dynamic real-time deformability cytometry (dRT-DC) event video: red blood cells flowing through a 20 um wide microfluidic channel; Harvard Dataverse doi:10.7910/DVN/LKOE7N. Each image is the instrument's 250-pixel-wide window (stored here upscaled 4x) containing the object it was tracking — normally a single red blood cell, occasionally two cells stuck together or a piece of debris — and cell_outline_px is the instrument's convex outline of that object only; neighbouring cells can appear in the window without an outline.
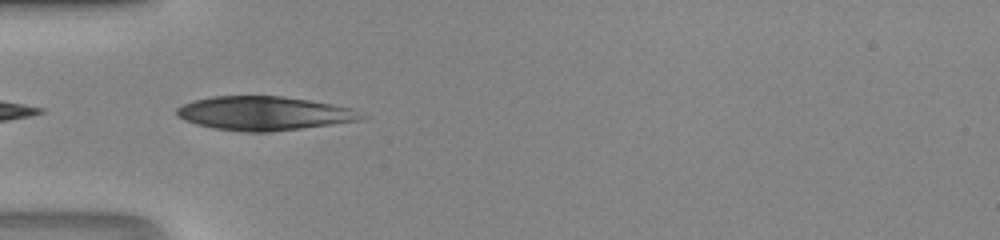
{"species": "human", "species_latin": "Homo sapiens", "temperature_condition": "room temperature", "stored_images_in_passage": 32, "camera_frame_rate_fps": 3000, "um_per_image_px": 0.085, "donor": {"sex": "male"}, "frame": {"image": 1, "passage_image": 1, "time_ms": 0.0, "image_size_px": [1000, 240], "cell_outline_px": [[368, 116], [360, 120], [332, 124], [272, 132], [244, 132], [212, 128], [196, 124], [184, 120], [176, 116], [176, 108], [192, 100], [212, 96], [280, 96], [308, 100], [332, 104], [352, 108]], "centroid_in_image_um": [22.42, 9.64], "position_along_channel_um": 62.6, "area_um2": 36.59}}
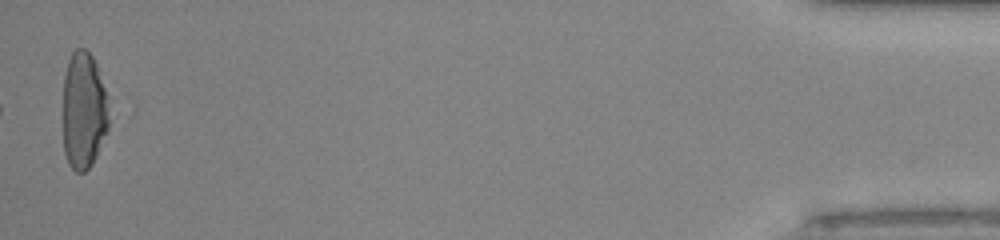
{"frame": {"image": 2, "passage_image": 32, "time_ms": 10.333, "image_size_px": [1000, 240], "cell_outline_px": [[108, 128], [96, 156], [92, 164], [84, 172], [76, 172], [68, 164], [64, 152], [64, 76], [68, 60], [72, 52], [76, 48], [84, 48], [92, 56], [96, 64], [104, 88], [108, 120]], "centroid_in_image_um": [7.09, 9.41], "position_along_channel_um": 428.1, "area_um2": 30.92}}